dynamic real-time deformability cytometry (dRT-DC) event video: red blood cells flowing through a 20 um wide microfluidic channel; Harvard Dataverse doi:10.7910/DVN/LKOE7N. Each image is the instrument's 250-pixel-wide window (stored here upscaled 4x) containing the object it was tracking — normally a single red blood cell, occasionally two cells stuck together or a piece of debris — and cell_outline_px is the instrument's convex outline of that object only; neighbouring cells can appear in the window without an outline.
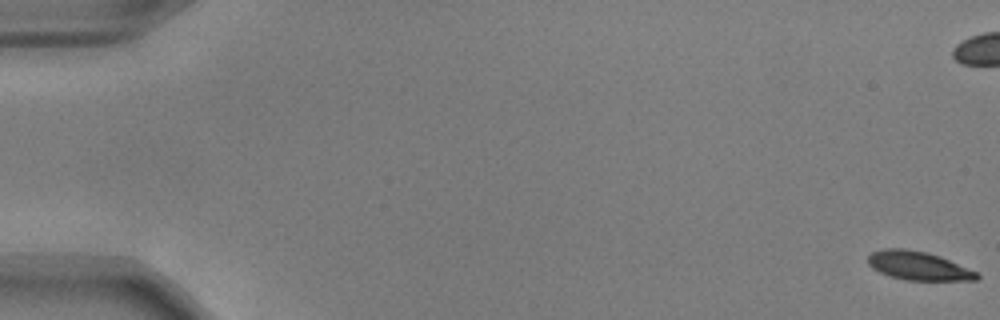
{"species": "common noctule bat (a hibernating species)", "species_latin": "Nyctalus noctula", "temperature_condition": "warm", "stored_images_in_passage": 55, "camera_frame_rate_fps": 3000, "um_per_image_px": 0.085, "animal": {"sex": "male", "body_mass_g": 17.9, "forearm_length_mm": 54.2}, "frame": {"image": 1, "passage_image": 1, "time_ms": 0.0, "image_size_px": [1000, 320], "cell_outline_px": [[980, 276], [976, 280], [904, 280], [888, 276], [872, 268], [868, 264], [868, 256], [872, 252], [884, 248], [904, 248], [928, 252], [940, 256], [976, 272]], "centroid_in_image_um": [78.01, 22.58], "position_along_channel_um": 7.0, "area_um2": 18.15}}
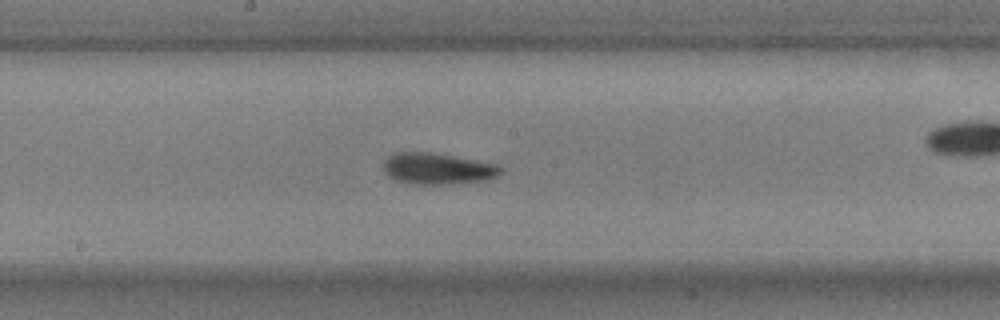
{"frame": {"image": 2, "passage_image": 30, "time_ms": 9.667, "image_size_px": [1000, 320], "cell_outline_px": [[504, 172], [488, 180], [452, 184], [408, 184], [396, 180], [388, 176], [384, 172], [384, 160], [388, 156], [396, 152], [432, 152], [476, 160], [496, 164], [504, 168]], "centroid_in_image_um": [37.21, 14.34], "position_along_channel_um": 211.0, "area_um2": 21.68}}
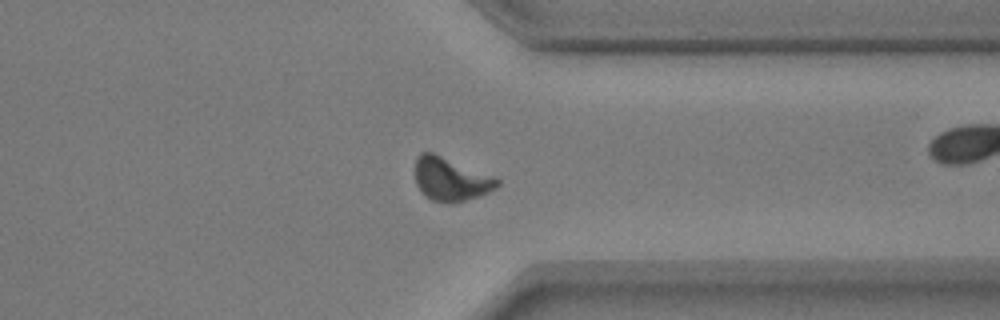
{"frame": {"image": 3, "passage_image": 43, "time_ms": 14.0, "image_size_px": [1000, 320], "cell_outline_px": [[500, 184], [496, 188], [488, 192], [452, 204], [448, 204], [432, 200], [424, 196], [420, 192], [416, 184], [416, 156], [420, 152], [432, 152], [496, 176], [500, 180]], "centroid_in_image_um": [38.31, 15.23], "position_along_channel_um": 373.1, "area_um2": 20.98}, "authors_computed_cell_mechanics": {"area_um2": 20.0566, "velocity_mm_per_s": 3.7789, "shape_relaxation_time_tau1_ms": 3.1679, "shape_relaxation_time_tau2_ms": 1.3649, "deformation_change_tau1": 0.1471, "deformation_change_tau2": 0.0802}}